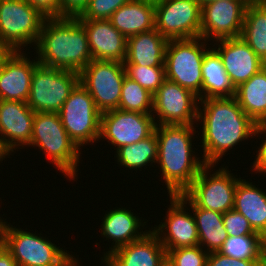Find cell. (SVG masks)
Listing matches in <instances>:
<instances>
[{"label":"cell","instance_id":"bcb514c9","mask_svg":"<svg viewBox=\"0 0 266 266\" xmlns=\"http://www.w3.org/2000/svg\"><path fill=\"white\" fill-rule=\"evenodd\" d=\"M5 224H0V246L3 244V229Z\"/></svg>","mask_w":266,"mask_h":266},{"label":"cell","instance_id":"ac0fdd59","mask_svg":"<svg viewBox=\"0 0 266 266\" xmlns=\"http://www.w3.org/2000/svg\"><path fill=\"white\" fill-rule=\"evenodd\" d=\"M220 42L217 50L225 71L233 86L248 81L254 74L262 69V59L241 38H227L217 40Z\"/></svg>","mask_w":266,"mask_h":266},{"label":"cell","instance_id":"5bb4252c","mask_svg":"<svg viewBox=\"0 0 266 266\" xmlns=\"http://www.w3.org/2000/svg\"><path fill=\"white\" fill-rule=\"evenodd\" d=\"M156 125L153 114L110 110L101 113L99 139L106 138L117 150L123 145H132L149 137Z\"/></svg>","mask_w":266,"mask_h":266},{"label":"cell","instance_id":"60d3db41","mask_svg":"<svg viewBox=\"0 0 266 266\" xmlns=\"http://www.w3.org/2000/svg\"><path fill=\"white\" fill-rule=\"evenodd\" d=\"M0 266H18L17 262L12 257V253L4 244L0 246Z\"/></svg>","mask_w":266,"mask_h":266},{"label":"cell","instance_id":"277c9868","mask_svg":"<svg viewBox=\"0 0 266 266\" xmlns=\"http://www.w3.org/2000/svg\"><path fill=\"white\" fill-rule=\"evenodd\" d=\"M29 145L43 150L64 175L74 179L80 150L65 131L58 113H35Z\"/></svg>","mask_w":266,"mask_h":266},{"label":"cell","instance_id":"1f68e13d","mask_svg":"<svg viewBox=\"0 0 266 266\" xmlns=\"http://www.w3.org/2000/svg\"><path fill=\"white\" fill-rule=\"evenodd\" d=\"M118 109L152 114L153 94L140 86L136 81L125 76Z\"/></svg>","mask_w":266,"mask_h":266},{"label":"cell","instance_id":"836d02e7","mask_svg":"<svg viewBox=\"0 0 266 266\" xmlns=\"http://www.w3.org/2000/svg\"><path fill=\"white\" fill-rule=\"evenodd\" d=\"M203 251L200 245L166 250L174 266H206L209 253Z\"/></svg>","mask_w":266,"mask_h":266},{"label":"cell","instance_id":"816d5d0a","mask_svg":"<svg viewBox=\"0 0 266 266\" xmlns=\"http://www.w3.org/2000/svg\"><path fill=\"white\" fill-rule=\"evenodd\" d=\"M0 224H5V222H2V219H0Z\"/></svg>","mask_w":266,"mask_h":266},{"label":"cell","instance_id":"7bdbcfd3","mask_svg":"<svg viewBox=\"0 0 266 266\" xmlns=\"http://www.w3.org/2000/svg\"><path fill=\"white\" fill-rule=\"evenodd\" d=\"M10 152L6 149L4 146L2 140L0 139V161L3 160L6 155H8Z\"/></svg>","mask_w":266,"mask_h":266},{"label":"cell","instance_id":"d4e9b609","mask_svg":"<svg viewBox=\"0 0 266 266\" xmlns=\"http://www.w3.org/2000/svg\"><path fill=\"white\" fill-rule=\"evenodd\" d=\"M233 209L245 216L253 230L266 235V194L240 178L236 186Z\"/></svg>","mask_w":266,"mask_h":266},{"label":"cell","instance_id":"74e56055","mask_svg":"<svg viewBox=\"0 0 266 266\" xmlns=\"http://www.w3.org/2000/svg\"><path fill=\"white\" fill-rule=\"evenodd\" d=\"M46 18L60 17V0H25Z\"/></svg>","mask_w":266,"mask_h":266},{"label":"cell","instance_id":"2e32d148","mask_svg":"<svg viewBox=\"0 0 266 266\" xmlns=\"http://www.w3.org/2000/svg\"><path fill=\"white\" fill-rule=\"evenodd\" d=\"M21 51H9L0 62V100L27 102L38 60L29 61ZM26 57V58H25Z\"/></svg>","mask_w":266,"mask_h":266},{"label":"cell","instance_id":"f35d334b","mask_svg":"<svg viewBox=\"0 0 266 266\" xmlns=\"http://www.w3.org/2000/svg\"><path fill=\"white\" fill-rule=\"evenodd\" d=\"M89 0H60V17H78L87 8Z\"/></svg>","mask_w":266,"mask_h":266},{"label":"cell","instance_id":"8fae6325","mask_svg":"<svg viewBox=\"0 0 266 266\" xmlns=\"http://www.w3.org/2000/svg\"><path fill=\"white\" fill-rule=\"evenodd\" d=\"M210 167L213 166L206 164L183 194L198 208L224 214L234 207L236 186L240 178L232 176L227 168H219L208 177Z\"/></svg>","mask_w":266,"mask_h":266},{"label":"cell","instance_id":"4316f807","mask_svg":"<svg viewBox=\"0 0 266 266\" xmlns=\"http://www.w3.org/2000/svg\"><path fill=\"white\" fill-rule=\"evenodd\" d=\"M234 97L256 124L266 122V74L262 69L236 87Z\"/></svg>","mask_w":266,"mask_h":266},{"label":"cell","instance_id":"44dd1931","mask_svg":"<svg viewBox=\"0 0 266 266\" xmlns=\"http://www.w3.org/2000/svg\"><path fill=\"white\" fill-rule=\"evenodd\" d=\"M166 257L158 235L150 230L141 239L109 253L103 262L105 266H159Z\"/></svg>","mask_w":266,"mask_h":266},{"label":"cell","instance_id":"d590c367","mask_svg":"<svg viewBox=\"0 0 266 266\" xmlns=\"http://www.w3.org/2000/svg\"><path fill=\"white\" fill-rule=\"evenodd\" d=\"M223 225L228 236L261 235L253 230L245 216L234 209L223 214Z\"/></svg>","mask_w":266,"mask_h":266},{"label":"cell","instance_id":"52a82bcc","mask_svg":"<svg viewBox=\"0 0 266 266\" xmlns=\"http://www.w3.org/2000/svg\"><path fill=\"white\" fill-rule=\"evenodd\" d=\"M45 20L46 17L25 0H0V42L9 51L36 44Z\"/></svg>","mask_w":266,"mask_h":266},{"label":"cell","instance_id":"7a4b0ae2","mask_svg":"<svg viewBox=\"0 0 266 266\" xmlns=\"http://www.w3.org/2000/svg\"><path fill=\"white\" fill-rule=\"evenodd\" d=\"M36 45L38 63L47 67L79 73L92 60L78 17L46 18Z\"/></svg>","mask_w":266,"mask_h":266},{"label":"cell","instance_id":"83f0119b","mask_svg":"<svg viewBox=\"0 0 266 266\" xmlns=\"http://www.w3.org/2000/svg\"><path fill=\"white\" fill-rule=\"evenodd\" d=\"M204 91V92H203ZM202 99L234 97L235 87L231 83L219 54L208 50L202 63Z\"/></svg>","mask_w":266,"mask_h":266},{"label":"cell","instance_id":"6da1fadb","mask_svg":"<svg viewBox=\"0 0 266 266\" xmlns=\"http://www.w3.org/2000/svg\"><path fill=\"white\" fill-rule=\"evenodd\" d=\"M198 121L203 122L202 147L205 164L218 163L224 153L256 134H266V122L256 124L239 106L235 97L199 100ZM250 136V137H249Z\"/></svg>","mask_w":266,"mask_h":266},{"label":"cell","instance_id":"d6986e66","mask_svg":"<svg viewBox=\"0 0 266 266\" xmlns=\"http://www.w3.org/2000/svg\"><path fill=\"white\" fill-rule=\"evenodd\" d=\"M34 115L27 102L0 100V139L9 152L30 144Z\"/></svg>","mask_w":266,"mask_h":266},{"label":"cell","instance_id":"e575fe53","mask_svg":"<svg viewBox=\"0 0 266 266\" xmlns=\"http://www.w3.org/2000/svg\"><path fill=\"white\" fill-rule=\"evenodd\" d=\"M130 0H89L78 19L109 20L111 15Z\"/></svg>","mask_w":266,"mask_h":266},{"label":"cell","instance_id":"7402d4cb","mask_svg":"<svg viewBox=\"0 0 266 266\" xmlns=\"http://www.w3.org/2000/svg\"><path fill=\"white\" fill-rule=\"evenodd\" d=\"M168 41L155 28L128 37L124 65L165 66V51Z\"/></svg>","mask_w":266,"mask_h":266},{"label":"cell","instance_id":"484cf974","mask_svg":"<svg viewBox=\"0 0 266 266\" xmlns=\"http://www.w3.org/2000/svg\"><path fill=\"white\" fill-rule=\"evenodd\" d=\"M193 210L199 236V245L208 247L207 252L219 251L226 239L227 231L223 225V214L217 211L196 207L184 194L178 195Z\"/></svg>","mask_w":266,"mask_h":266},{"label":"cell","instance_id":"d6a6232c","mask_svg":"<svg viewBox=\"0 0 266 266\" xmlns=\"http://www.w3.org/2000/svg\"><path fill=\"white\" fill-rule=\"evenodd\" d=\"M126 76L154 94L166 80L165 66L124 65Z\"/></svg>","mask_w":266,"mask_h":266},{"label":"cell","instance_id":"ba28073f","mask_svg":"<svg viewBox=\"0 0 266 266\" xmlns=\"http://www.w3.org/2000/svg\"><path fill=\"white\" fill-rule=\"evenodd\" d=\"M78 83L79 73L39 63L32 74L27 104L35 113H58Z\"/></svg>","mask_w":266,"mask_h":266},{"label":"cell","instance_id":"f1b7e54d","mask_svg":"<svg viewBox=\"0 0 266 266\" xmlns=\"http://www.w3.org/2000/svg\"><path fill=\"white\" fill-rule=\"evenodd\" d=\"M240 37L261 59L266 57V7L259 0L247 5Z\"/></svg>","mask_w":266,"mask_h":266},{"label":"cell","instance_id":"9c48e42d","mask_svg":"<svg viewBox=\"0 0 266 266\" xmlns=\"http://www.w3.org/2000/svg\"><path fill=\"white\" fill-rule=\"evenodd\" d=\"M58 114L65 131L77 147L100 140L101 112L80 82Z\"/></svg>","mask_w":266,"mask_h":266},{"label":"cell","instance_id":"7dc6e473","mask_svg":"<svg viewBox=\"0 0 266 266\" xmlns=\"http://www.w3.org/2000/svg\"><path fill=\"white\" fill-rule=\"evenodd\" d=\"M263 244H264V261L266 265V235L263 237Z\"/></svg>","mask_w":266,"mask_h":266},{"label":"cell","instance_id":"8992f818","mask_svg":"<svg viewBox=\"0 0 266 266\" xmlns=\"http://www.w3.org/2000/svg\"><path fill=\"white\" fill-rule=\"evenodd\" d=\"M3 244L18 266H76L78 261L51 241L5 222ZM75 259V260H74Z\"/></svg>","mask_w":266,"mask_h":266},{"label":"cell","instance_id":"8d00e7d4","mask_svg":"<svg viewBox=\"0 0 266 266\" xmlns=\"http://www.w3.org/2000/svg\"><path fill=\"white\" fill-rule=\"evenodd\" d=\"M206 266H266L264 260H243L225 256L219 251L210 252Z\"/></svg>","mask_w":266,"mask_h":266},{"label":"cell","instance_id":"30bf717a","mask_svg":"<svg viewBox=\"0 0 266 266\" xmlns=\"http://www.w3.org/2000/svg\"><path fill=\"white\" fill-rule=\"evenodd\" d=\"M126 71L123 62L91 60L80 72L79 82L90 93L101 113L119 108Z\"/></svg>","mask_w":266,"mask_h":266},{"label":"cell","instance_id":"b9f144b4","mask_svg":"<svg viewBox=\"0 0 266 266\" xmlns=\"http://www.w3.org/2000/svg\"><path fill=\"white\" fill-rule=\"evenodd\" d=\"M200 5L201 7L210 3V2H214V1H217V0H196ZM231 1H243L246 5H249L253 0H231Z\"/></svg>","mask_w":266,"mask_h":266},{"label":"cell","instance_id":"f907efd6","mask_svg":"<svg viewBox=\"0 0 266 266\" xmlns=\"http://www.w3.org/2000/svg\"><path fill=\"white\" fill-rule=\"evenodd\" d=\"M147 1H152V2H158V1H160V0H147Z\"/></svg>","mask_w":266,"mask_h":266},{"label":"cell","instance_id":"3957f363","mask_svg":"<svg viewBox=\"0 0 266 266\" xmlns=\"http://www.w3.org/2000/svg\"><path fill=\"white\" fill-rule=\"evenodd\" d=\"M154 131L158 141L156 163L160 164L168 193L183 194L206 165L191 155L194 126L157 124Z\"/></svg>","mask_w":266,"mask_h":266},{"label":"cell","instance_id":"c3c4849f","mask_svg":"<svg viewBox=\"0 0 266 266\" xmlns=\"http://www.w3.org/2000/svg\"><path fill=\"white\" fill-rule=\"evenodd\" d=\"M262 70L266 74V61H262Z\"/></svg>","mask_w":266,"mask_h":266},{"label":"cell","instance_id":"603a6c76","mask_svg":"<svg viewBox=\"0 0 266 266\" xmlns=\"http://www.w3.org/2000/svg\"><path fill=\"white\" fill-rule=\"evenodd\" d=\"M111 24L126 38L155 28V3L130 0L109 18Z\"/></svg>","mask_w":266,"mask_h":266},{"label":"cell","instance_id":"ab89813d","mask_svg":"<svg viewBox=\"0 0 266 266\" xmlns=\"http://www.w3.org/2000/svg\"><path fill=\"white\" fill-rule=\"evenodd\" d=\"M254 171L266 173V140L261 144L256 160L253 163Z\"/></svg>","mask_w":266,"mask_h":266},{"label":"cell","instance_id":"4dcf8cb0","mask_svg":"<svg viewBox=\"0 0 266 266\" xmlns=\"http://www.w3.org/2000/svg\"><path fill=\"white\" fill-rule=\"evenodd\" d=\"M219 252L236 259L264 260L263 236H228Z\"/></svg>","mask_w":266,"mask_h":266},{"label":"cell","instance_id":"cb8c5ba5","mask_svg":"<svg viewBox=\"0 0 266 266\" xmlns=\"http://www.w3.org/2000/svg\"><path fill=\"white\" fill-rule=\"evenodd\" d=\"M103 218L101 234L115 241L113 247L111 246L108 253H105L104 258L116 249L141 239L148 232L147 230L146 232H138L140 226L143 227L146 222L142 223L131 210L125 208L109 211Z\"/></svg>","mask_w":266,"mask_h":266},{"label":"cell","instance_id":"7c38bea8","mask_svg":"<svg viewBox=\"0 0 266 266\" xmlns=\"http://www.w3.org/2000/svg\"><path fill=\"white\" fill-rule=\"evenodd\" d=\"M202 7L196 0L155 2V29L168 40L200 37Z\"/></svg>","mask_w":266,"mask_h":266},{"label":"cell","instance_id":"f546056e","mask_svg":"<svg viewBox=\"0 0 266 266\" xmlns=\"http://www.w3.org/2000/svg\"><path fill=\"white\" fill-rule=\"evenodd\" d=\"M158 141L155 131L147 138L132 145H123L117 149V160L121 166L139 169L147 163L157 161Z\"/></svg>","mask_w":266,"mask_h":266},{"label":"cell","instance_id":"e0dca14e","mask_svg":"<svg viewBox=\"0 0 266 266\" xmlns=\"http://www.w3.org/2000/svg\"><path fill=\"white\" fill-rule=\"evenodd\" d=\"M170 199L171 205L168 209L169 213L167 218H165V223L159 224L158 228L154 227L153 231L158 235L160 242L166 250L199 245V236L194 216L185 211V203L178 195L170 196ZM163 229L168 230V232L165 233Z\"/></svg>","mask_w":266,"mask_h":266},{"label":"cell","instance_id":"681fc988","mask_svg":"<svg viewBox=\"0 0 266 266\" xmlns=\"http://www.w3.org/2000/svg\"><path fill=\"white\" fill-rule=\"evenodd\" d=\"M266 7V0H259Z\"/></svg>","mask_w":266,"mask_h":266},{"label":"cell","instance_id":"ffe728a7","mask_svg":"<svg viewBox=\"0 0 266 266\" xmlns=\"http://www.w3.org/2000/svg\"><path fill=\"white\" fill-rule=\"evenodd\" d=\"M84 26L92 60L124 62L127 38L109 20L79 19Z\"/></svg>","mask_w":266,"mask_h":266},{"label":"cell","instance_id":"5b68a950","mask_svg":"<svg viewBox=\"0 0 266 266\" xmlns=\"http://www.w3.org/2000/svg\"><path fill=\"white\" fill-rule=\"evenodd\" d=\"M201 40L204 39L195 37L169 40L164 62L166 79L190 90L199 100L202 99V63L208 51Z\"/></svg>","mask_w":266,"mask_h":266},{"label":"cell","instance_id":"4fadbf2b","mask_svg":"<svg viewBox=\"0 0 266 266\" xmlns=\"http://www.w3.org/2000/svg\"><path fill=\"white\" fill-rule=\"evenodd\" d=\"M198 100L190 90L166 79L153 94L152 111L158 115L159 125H194Z\"/></svg>","mask_w":266,"mask_h":266},{"label":"cell","instance_id":"f6af8a7d","mask_svg":"<svg viewBox=\"0 0 266 266\" xmlns=\"http://www.w3.org/2000/svg\"><path fill=\"white\" fill-rule=\"evenodd\" d=\"M159 266H174L172 262L166 257L165 260Z\"/></svg>","mask_w":266,"mask_h":266},{"label":"cell","instance_id":"ee69618b","mask_svg":"<svg viewBox=\"0 0 266 266\" xmlns=\"http://www.w3.org/2000/svg\"><path fill=\"white\" fill-rule=\"evenodd\" d=\"M9 50L0 42V62Z\"/></svg>","mask_w":266,"mask_h":266},{"label":"cell","instance_id":"9a60e30c","mask_svg":"<svg viewBox=\"0 0 266 266\" xmlns=\"http://www.w3.org/2000/svg\"><path fill=\"white\" fill-rule=\"evenodd\" d=\"M246 8L243 1L231 0H217L202 6L200 37L204 42L212 38L217 41L240 37Z\"/></svg>","mask_w":266,"mask_h":266}]
</instances>
